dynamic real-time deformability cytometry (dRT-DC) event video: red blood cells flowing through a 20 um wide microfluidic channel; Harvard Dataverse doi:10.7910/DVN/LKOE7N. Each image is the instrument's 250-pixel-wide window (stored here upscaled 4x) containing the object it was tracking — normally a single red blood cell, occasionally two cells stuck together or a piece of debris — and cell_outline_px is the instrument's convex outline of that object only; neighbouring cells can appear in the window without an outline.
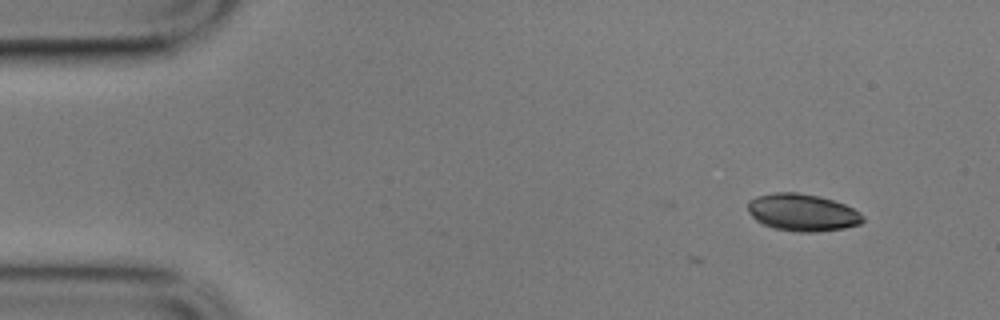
{"species": "common noctule bat (a hibernating species)", "species_latin": "Nyctalus noctula", "temperature_condition": "cold", "stored_images_in_passage": 6, "camera_frame_rate_fps": 3000, "um_per_image_px": 0.085, "animal": {"sex": "male", "body_mass_g": 17.9}, "frame": {"image": 1, "passage_image": 3, "time_ms": 0.667, "image_size_px": [1000, 320], "cell_outline_px": [[864, 220], [860, 224], [844, 228], [820, 232], [796, 232], [772, 228], [756, 220], [748, 212], [748, 200], [756, 196], [776, 192], [796, 192], [820, 196], [844, 204], [860, 212], [864, 216]], "centroid_in_image_um": [68.2, 18.06], "position_along_channel_um": 16.8, "area_um2": 25.14}}